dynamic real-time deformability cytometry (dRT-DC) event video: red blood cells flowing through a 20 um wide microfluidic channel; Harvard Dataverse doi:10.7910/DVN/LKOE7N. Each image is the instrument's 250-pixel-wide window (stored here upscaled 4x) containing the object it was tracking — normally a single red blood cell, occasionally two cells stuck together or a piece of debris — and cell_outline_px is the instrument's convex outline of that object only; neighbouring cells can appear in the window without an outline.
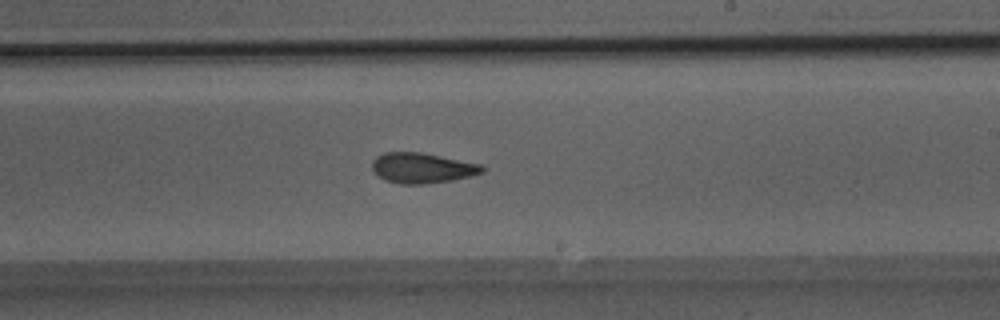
{"species": "Egyptian fruit bat (a non-hibernating species)", "species_latin": "Rousettus aegyptiacus", "temperature_condition": "room temperature", "stored_images_in_passage": 40, "camera_frame_rate_fps": 3000, "um_per_image_px": 0.085, "animal": {"sex": "male"}, "frame": {"image": 1, "passage_image": 24, "time_ms": 7.667, "image_size_px": [1000, 320], "cell_outline_px": [[484, 172], [452, 180], [424, 184], [400, 184], [384, 180], [372, 168], [372, 160], [376, 156], [384, 152], [420, 152], [480, 164], [484, 168]], "centroid_in_image_um": [35.84, 14.27], "position_along_channel_um": 253.2, "area_um2": 19.25}}
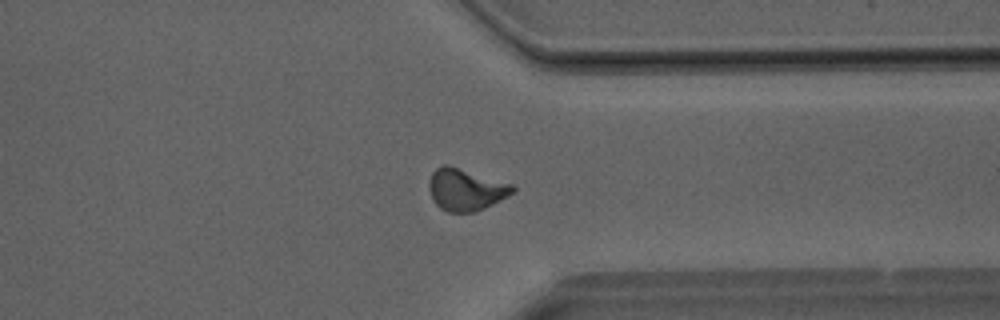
{"frame": {"image": 2, "passage_image": 31, "time_ms": 10.0, "image_size_px": [1000, 320], "cell_outline_px": [[516, 188], [508, 196], [476, 212], [448, 212], [440, 208], [432, 200], [428, 184], [432, 172], [436, 168], [444, 164], [448, 164], [512, 184]], "centroid_in_image_um": [39.56, 16.11], "position_along_channel_um": 371.8, "area_um2": 20.4}}
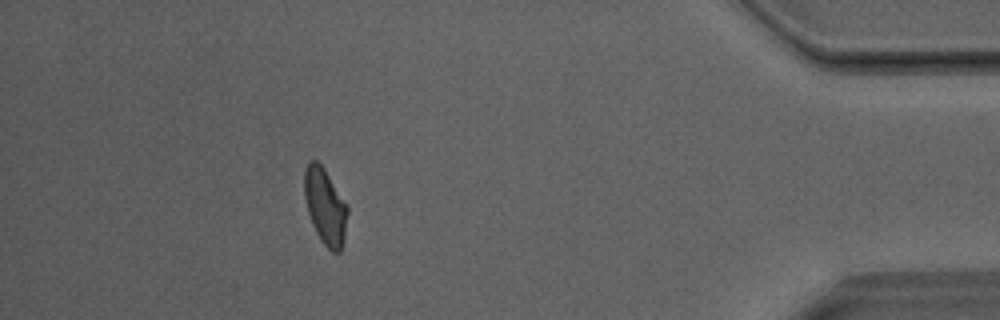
{"frame": {"image": 3, "passage_image": 36, "time_ms": 11.667, "image_size_px": [1000, 320], "cell_outline_px": [[348, 212], [344, 240], [340, 252], [332, 252], [320, 240], [312, 224], [308, 212], [304, 196], [304, 168], [312, 160], [316, 160], [324, 168], [348, 208]], "centroid_in_image_um": [27.63, 17.56], "position_along_channel_um": 407.6, "area_um2": 18.96}}